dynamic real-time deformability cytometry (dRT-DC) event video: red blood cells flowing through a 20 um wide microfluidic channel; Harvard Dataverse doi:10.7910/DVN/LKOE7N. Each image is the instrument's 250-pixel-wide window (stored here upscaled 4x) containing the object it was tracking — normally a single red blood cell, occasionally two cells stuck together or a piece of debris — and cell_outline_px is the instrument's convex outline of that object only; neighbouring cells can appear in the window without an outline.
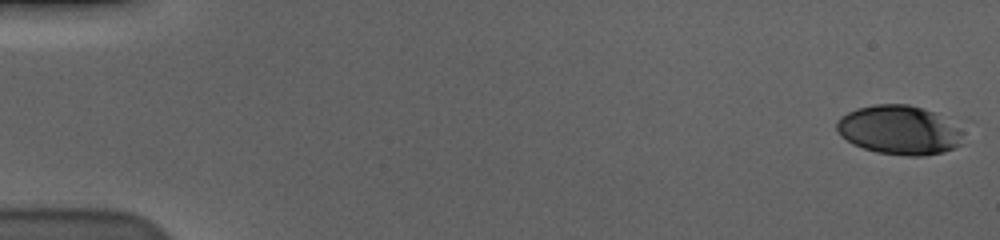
{"species": "human", "species_latin": "Homo sapiens", "temperature_condition": "cold", "stored_images_in_passage": 58, "camera_frame_rate_fps": 3000, "um_per_image_px": 0.085, "donor": {"sex": "male"}, "frame": {"image": 1, "passage_image": 1, "time_ms": 0.0, "image_size_px": [1000, 240], "cell_outline_px": [[964, 144], [944, 152], [924, 156], [908, 156], [876, 152], [852, 144], [840, 136], [836, 128], [836, 120], [840, 116], [856, 108], [872, 104], [908, 104], [924, 108], [964, 128]], "centroid_in_image_um": [76.46, 11.06], "position_along_channel_um": 8.5, "area_um2": 36.88}}
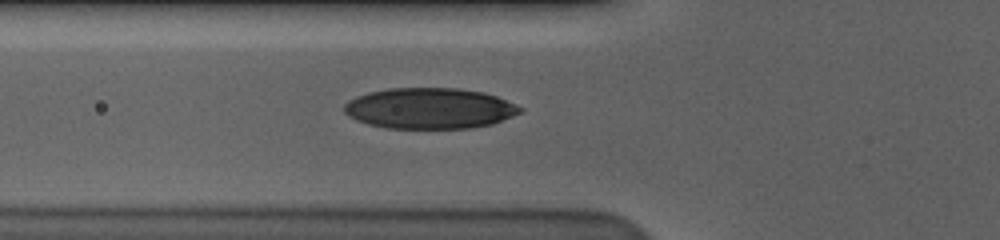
{"frame": {"image": 2, "passage_image": 22, "time_ms": 7.0, "image_size_px": [1000, 240], "cell_outline_px": [[524, 108], [520, 112], [512, 116], [492, 124], [468, 128], [388, 128], [368, 124], [356, 120], [348, 116], [344, 112], [344, 104], [348, 100], [356, 96], [368, 92], [388, 88], [456, 88], [484, 92], [496, 96], [516, 104]], "centroid_in_image_um": [36.49, 9.2], "position_along_channel_um": 89.3, "area_um2": 41.91}}
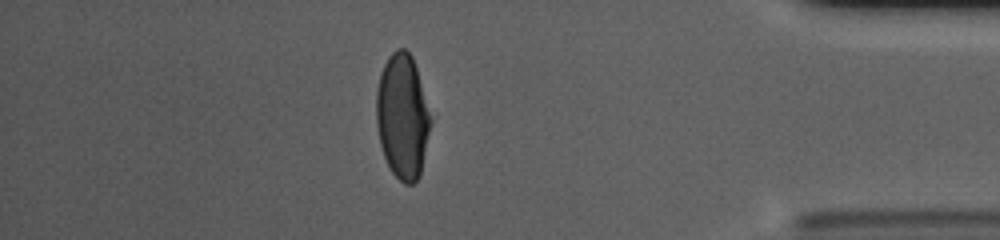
{"frame": {"image": 3, "passage_image": 51, "time_ms": 16.667, "image_size_px": [1000, 240], "cell_outline_px": [[432, 120], [420, 176], [412, 184], [404, 184], [392, 172], [384, 156], [380, 144], [376, 124], [376, 92], [380, 76], [384, 64], [388, 56], [396, 48], [404, 48], [412, 56], [416, 68]], "centroid_in_image_um": [34.2, 9.9], "position_along_channel_um": 401.0, "area_um2": 39.36}, "authors_computed_cell_mechanics": {"area_um2": 40.46, "velocity_mm_per_s": 3.5804, "shape_relaxation_time_tau1_ms": 4.8513, "shape_relaxation_time_tau2_ms": 1.2758, "deformation_change_tau1": 0.1957, "deformation_change_tau2": 0.0532}}